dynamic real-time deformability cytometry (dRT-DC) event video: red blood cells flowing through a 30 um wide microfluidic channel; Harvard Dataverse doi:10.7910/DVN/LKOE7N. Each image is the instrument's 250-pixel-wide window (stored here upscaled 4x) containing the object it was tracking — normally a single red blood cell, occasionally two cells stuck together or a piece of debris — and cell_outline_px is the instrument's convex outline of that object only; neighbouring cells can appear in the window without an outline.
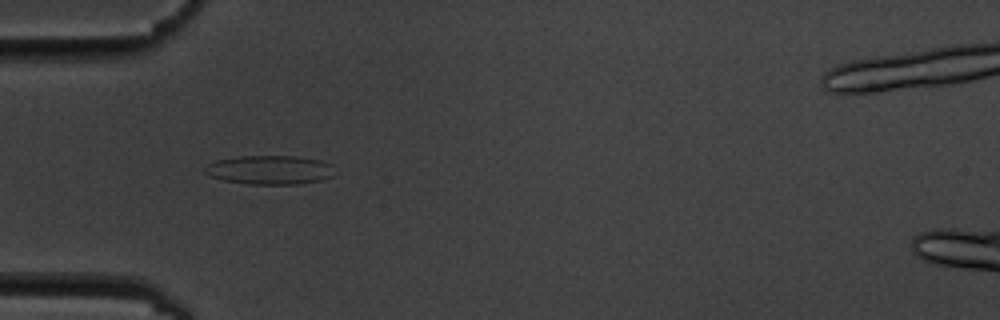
{"species": "common noctule bat (a hibernating species)", "species_latin": "Nyctalus noctula", "temperature_condition": "cold", "stored_images_in_passage": 2, "camera_frame_rate_fps": 3000, "um_per_image_px": 0.085, "animal": {"sex": "male", "body_mass_g": 19.5, "forearm_length_mm": 54.6}, "frame": {"image": 1, "passage_image": 1, "time_ms": 0.0, "image_size_px": [1000, 320], "cell_outline_px": [[332, 176], [320, 180], [300, 184], [248, 184], [224, 180], [212, 176], [204, 172], [204, 168], [208, 164], [216, 160], [240, 156], [296, 156], [320, 160], [332, 164]], "centroid_in_image_um": [22.92, 14.44], "position_along_channel_um": 62.1, "area_um2": 21.79}}